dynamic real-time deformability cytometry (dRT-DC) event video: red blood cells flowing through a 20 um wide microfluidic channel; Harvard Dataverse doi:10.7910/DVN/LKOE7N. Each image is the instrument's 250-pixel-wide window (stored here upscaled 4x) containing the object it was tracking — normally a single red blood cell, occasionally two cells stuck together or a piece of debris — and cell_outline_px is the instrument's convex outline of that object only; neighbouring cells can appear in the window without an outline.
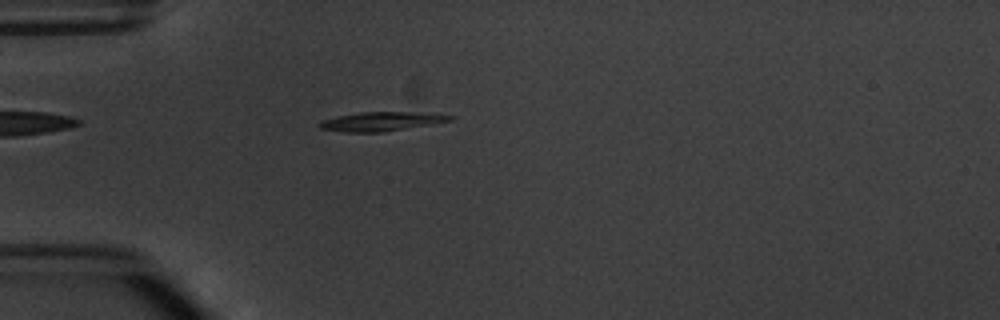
{"species": "common noctule bat (a hibernating species)", "species_latin": "Nyctalus noctula", "temperature_condition": "warm", "stored_images_in_passage": 4, "camera_frame_rate_fps": 3000, "um_per_image_px": 0.085, "animal": {"sex": "male", "body_mass_g": 20.1, "forearm_length_mm": 53.5}, "frame": {"image": 1, "passage_image": 4, "time_ms": 3.333, "image_size_px": [1000, 320], "cell_outline_px": [[456, 116], [452, 120], [432, 124], [384, 132], [344, 132], [320, 128], [316, 124], [320, 120], [336, 116], [360, 112], [428, 112]], "centroid_in_image_um": [32.41, 10.31], "position_along_channel_um": 52.6, "area_um2": 14.74}}